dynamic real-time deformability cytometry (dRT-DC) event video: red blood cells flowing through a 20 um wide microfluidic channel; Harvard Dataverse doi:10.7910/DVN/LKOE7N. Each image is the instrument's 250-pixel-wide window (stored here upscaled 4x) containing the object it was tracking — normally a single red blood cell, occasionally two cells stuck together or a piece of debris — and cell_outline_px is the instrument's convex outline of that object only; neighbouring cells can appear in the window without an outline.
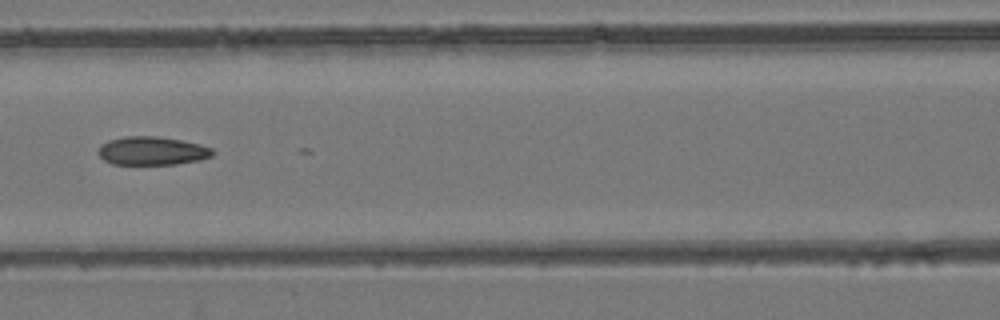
{"species": "common noctule bat (a hibernating species)", "species_latin": "Nyctalus noctula", "temperature_condition": "room temperature", "stored_images_in_passage": 9, "camera_frame_rate_fps": 3000, "um_per_image_px": 0.085, "animal": {"sex": "female", "body_mass_g": 24.6, "forearm_length_mm": 56.2}, "frame": {"image": 1, "passage_image": 8, "time_ms": 8.333, "image_size_px": [1000, 320], "cell_outline_px": [[216, 152], [212, 156], [200, 160], [176, 164], [112, 164], [104, 160], [96, 152], [100, 144], [108, 140], [124, 136], [156, 136], [180, 140], [200, 144], [212, 148]], "centroid_in_image_um": [12.91, 12.82], "position_along_channel_um": 153.7, "area_um2": 19.13}}
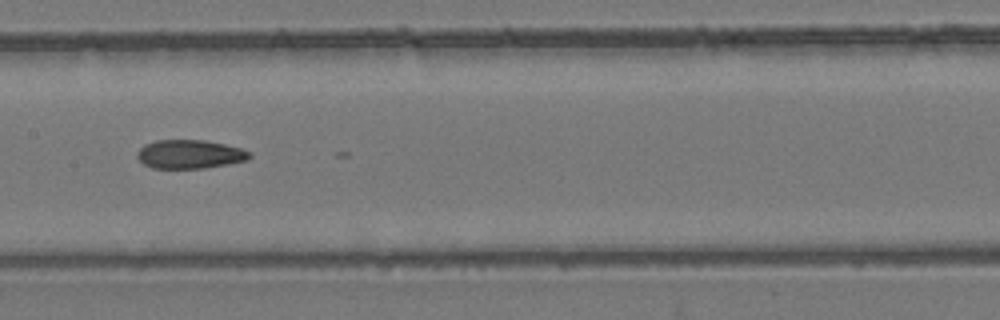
{"frame": {"image": 2, "passage_image": 9, "time_ms": 9.333, "image_size_px": [1000, 320], "cell_outline_px": [[252, 156], [248, 160], [228, 164], [204, 168], [152, 168], [144, 164], [136, 156], [136, 152], [144, 144], [156, 140], [204, 140], [224, 144], [240, 148], [252, 152]], "centroid_in_image_um": [16.13, 13.1], "position_along_channel_um": 191.3, "area_um2": 18.9}}